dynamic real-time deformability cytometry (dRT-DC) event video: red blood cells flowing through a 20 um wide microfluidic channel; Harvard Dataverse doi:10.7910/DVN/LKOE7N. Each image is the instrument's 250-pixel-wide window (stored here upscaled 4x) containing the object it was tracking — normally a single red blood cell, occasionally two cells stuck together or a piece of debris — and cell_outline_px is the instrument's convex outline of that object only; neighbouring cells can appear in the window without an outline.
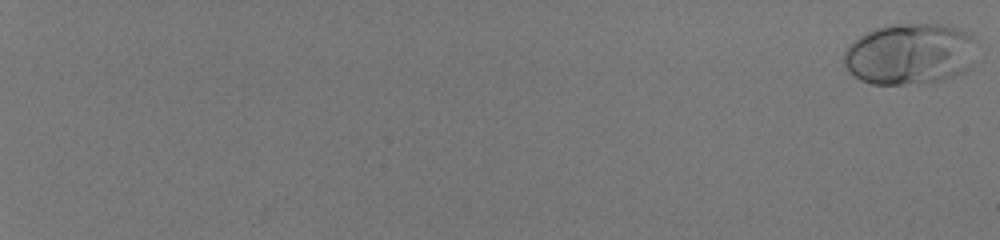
{"species": "human", "species_latin": "Homo sapiens", "temperature_condition": "room temperature", "stored_images_in_passage": 57, "camera_frame_rate_fps": 3000, "um_per_image_px": 0.085, "donor": {"sex": "male"}, "frame": {"image": 1, "passage_image": 1, "time_ms": 0.0, "image_size_px": [1000, 240], "cell_outline_px": [[972, 64], [968, 68], [944, 80], [904, 84], [872, 84], [860, 80], [844, 64], [844, 52], [848, 44], [860, 36], [876, 28], [892, 24], [940, 24], [956, 28], [972, 36]], "centroid_in_image_um": [77.28, 4.58], "position_along_channel_um": 7.7, "area_um2": 46.7}}
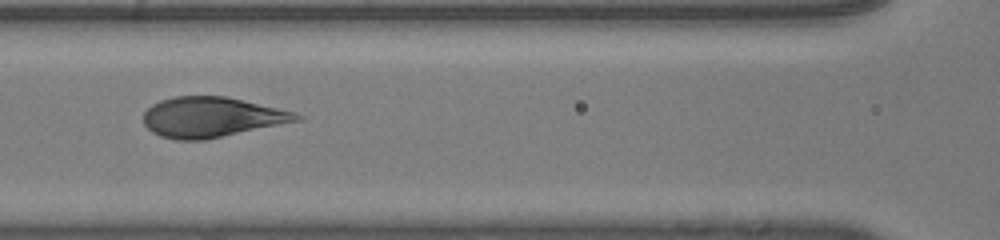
{"frame": {"image": 2, "passage_image": 33, "time_ms": 10.667, "image_size_px": [1000, 240], "cell_outline_px": [[304, 120], [204, 140], [176, 140], [160, 136], [152, 132], [144, 124], [144, 112], [152, 104], [160, 100], [176, 96], [224, 96], [296, 112], [304, 116]], "centroid_in_image_um": [18.01, 9.96], "position_along_channel_um": 148.6, "area_um2": 35.89}}
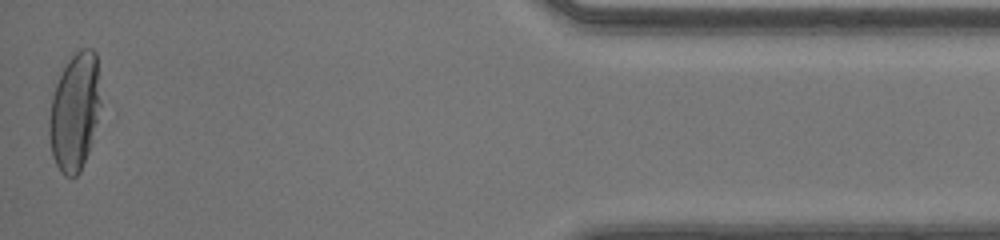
{"frame": {"image": 3, "passage_image": 57, "time_ms": 18.667, "image_size_px": [1000, 240], "cell_outline_px": [[100, 104], [88, 152], [80, 172], [76, 176], [64, 176], [60, 172], [52, 156], [48, 136], [48, 120], [52, 96], [56, 84], [68, 60], [80, 48], [92, 48], [96, 52], [100, 100]], "centroid_in_image_um": [6.32, 9.51], "position_along_channel_um": 428.9, "area_um2": 35.03}}